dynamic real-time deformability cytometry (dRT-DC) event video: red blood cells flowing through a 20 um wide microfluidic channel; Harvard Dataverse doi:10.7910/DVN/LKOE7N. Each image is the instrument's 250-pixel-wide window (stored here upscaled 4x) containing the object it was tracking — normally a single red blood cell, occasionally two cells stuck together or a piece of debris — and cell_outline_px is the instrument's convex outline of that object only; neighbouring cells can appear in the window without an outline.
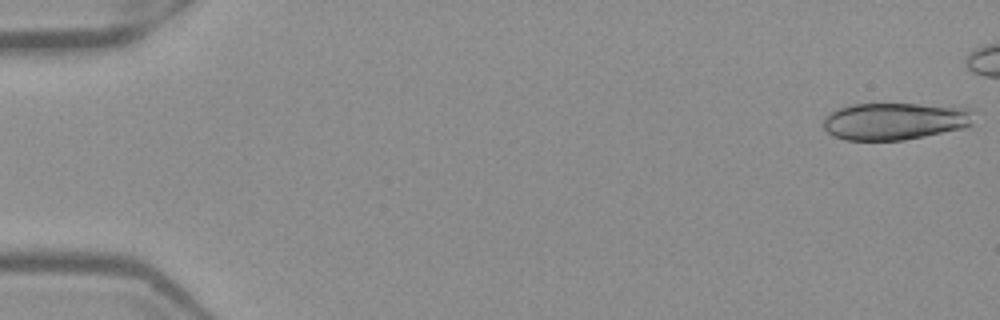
{"species": "Egyptian fruit bat (a non-hibernating species)", "species_latin": "Rousettus aegyptiacus", "temperature_condition": "warm", "stored_images_in_passage": 19, "camera_frame_rate_fps": 3000, "um_per_image_px": 0.085, "frame": {"image": 1, "passage_image": 1, "time_ms": 0.0, "image_size_px": [1000, 320], "cell_outline_px": [[976, 108], [972, 124], [968, 128], [904, 140], [844, 140], [832, 136], [824, 128], [824, 116], [848, 104], [920, 104]], "centroid_in_image_um": [76.14, 10.3], "position_along_channel_um": 8.9, "area_um2": 33.18}}